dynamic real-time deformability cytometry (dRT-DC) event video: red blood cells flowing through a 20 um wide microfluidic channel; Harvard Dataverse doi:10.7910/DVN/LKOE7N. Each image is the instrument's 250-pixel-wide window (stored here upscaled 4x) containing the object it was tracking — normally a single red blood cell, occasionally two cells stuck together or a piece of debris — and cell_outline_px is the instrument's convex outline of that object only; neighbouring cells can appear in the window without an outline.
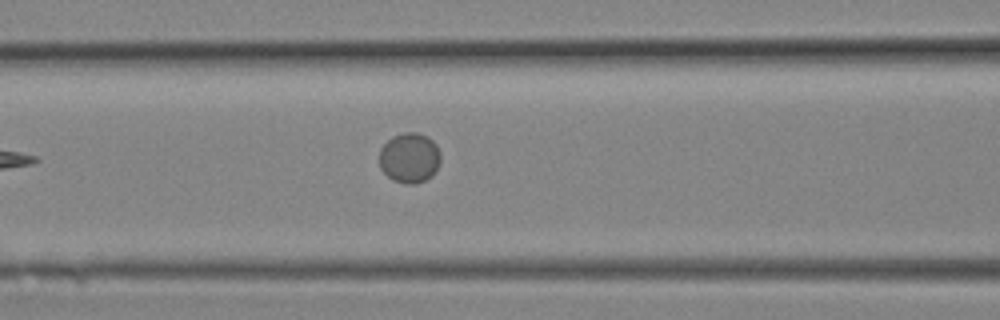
{"species": "Egyptian fruit bat (a non-hibernating species)", "species_latin": "Rousettus aegyptiacus", "temperature_condition": "room temperature", "stored_images_in_passage": 9, "camera_frame_rate_fps": 3000, "um_per_image_px": 0.085, "animal": {"sex": "female"}, "frame": {"image": 1, "passage_image": 9, "time_ms": 2.667, "image_size_px": [1000, 320], "cell_outline_px": [[440, 164], [432, 176], [424, 180], [412, 184], [404, 184], [392, 180], [380, 168], [380, 148], [392, 136], [404, 132], [416, 132], [428, 136], [436, 144], [440, 152]], "centroid_in_image_um": [34.82, 13.41], "position_along_channel_um": 131.8, "area_um2": 18.03}}